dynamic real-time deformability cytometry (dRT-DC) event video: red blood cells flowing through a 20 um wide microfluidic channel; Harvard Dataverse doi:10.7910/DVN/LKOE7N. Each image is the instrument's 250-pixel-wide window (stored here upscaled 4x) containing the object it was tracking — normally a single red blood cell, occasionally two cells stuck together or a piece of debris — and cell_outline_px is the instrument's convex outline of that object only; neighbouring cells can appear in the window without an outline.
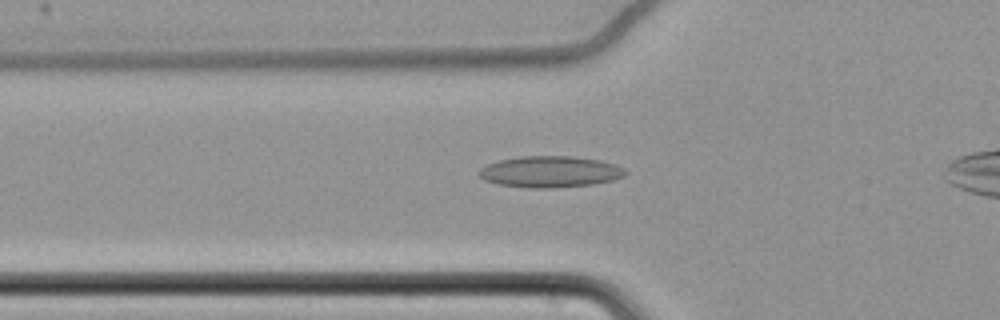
{"species": "common noctule bat (a hibernating species)", "species_latin": "Nyctalus noctula", "temperature_condition": "cold", "stored_images_in_passage": 45, "camera_frame_rate_fps": 3000, "um_per_image_px": 0.085, "animal": {"sex": "female", "body_mass_g": 22.7, "forearm_length_mm": 54.2}, "frame": {"image": 1, "passage_image": 12, "time_ms": 3.667, "image_size_px": [1000, 320], "cell_outline_px": [[628, 172], [624, 176], [612, 180], [592, 184], [552, 188], [528, 188], [500, 184], [484, 180], [476, 172], [480, 168], [488, 164], [500, 160], [520, 156], [572, 156], [600, 160], [616, 164], [624, 168]], "centroid_in_image_um": [46.76, 14.59], "position_along_channel_um": 79.0, "area_um2": 26.76}}
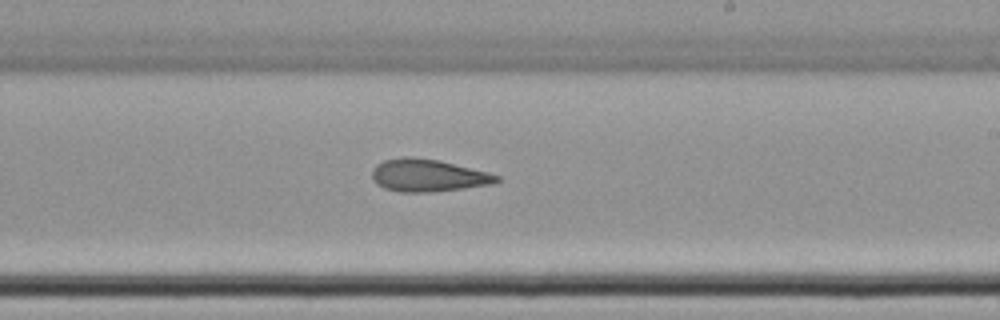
{"frame": {"image": 2, "passage_image": 27, "time_ms": 8.667, "image_size_px": [1000, 320], "cell_outline_px": [[500, 180], [496, 184], [432, 192], [400, 192], [384, 188], [376, 184], [372, 180], [372, 168], [376, 164], [384, 160], [404, 156], [412, 156], [440, 160], [488, 172], [500, 176]], "centroid_in_image_um": [36.37, 14.91], "position_along_channel_um": 252.6, "area_um2": 23.93}}
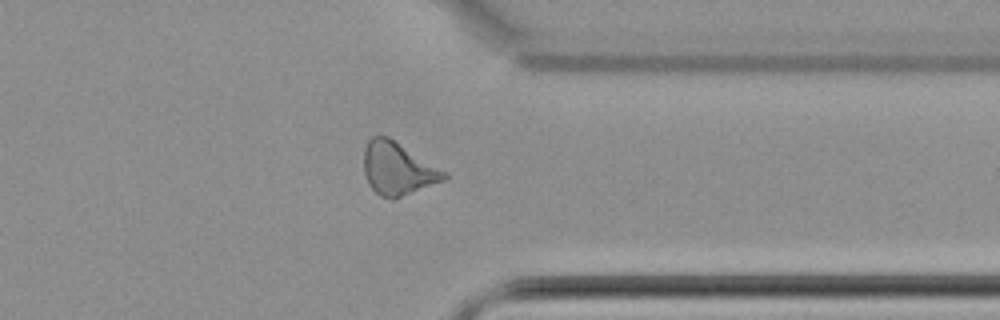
{"frame": {"image": 3, "passage_image": 38, "time_ms": 12.333, "image_size_px": [1000, 320], "cell_outline_px": [[448, 180], [396, 200], [392, 200], [380, 196], [368, 184], [364, 172], [364, 148], [368, 140], [372, 136], [388, 136], [448, 172]], "centroid_in_image_um": [33.86, 14.37], "position_along_channel_um": 377.5, "area_um2": 25.32}, "authors_computed_cell_mechanics": {"area_um2": 23.8714, "velocity_mm_per_s": 3.4816, "shape_relaxation_time_tau1_ms": null, "shape_relaxation_time_tau2_ms": 5.2306, "deformation_change_tau1": null, "deformation_change_tau2": 0.1348}}